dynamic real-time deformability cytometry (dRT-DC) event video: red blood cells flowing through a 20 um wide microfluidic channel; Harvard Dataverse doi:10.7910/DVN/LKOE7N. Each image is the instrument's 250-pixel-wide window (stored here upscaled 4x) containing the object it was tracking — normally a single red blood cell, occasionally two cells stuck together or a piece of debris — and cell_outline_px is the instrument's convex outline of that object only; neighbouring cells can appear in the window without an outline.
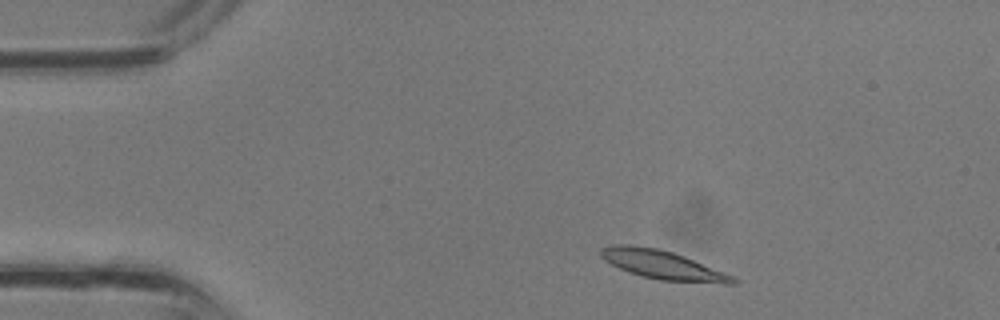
{"species": "common noctule bat (a hibernating species)", "species_latin": "Nyctalus noctula", "temperature_condition": "room temperature", "stored_images_in_passage": 31, "camera_frame_rate_fps": 3000, "um_per_image_px": 0.085, "animal": {"sex": "male", "body_mass_g": 13.3}, "frame": {"image": 1, "passage_image": 2, "time_ms": 0.333, "image_size_px": [1000, 320], "cell_outline_px": [[740, 280], [736, 284], [724, 284], [660, 280], [640, 276], [628, 272], [604, 260], [600, 256], [600, 248], [612, 244], [628, 244], [660, 248], [684, 256], [736, 276]], "centroid_in_image_um": [56.37, 22.52], "position_along_channel_um": 28.6, "area_um2": 22.6}}
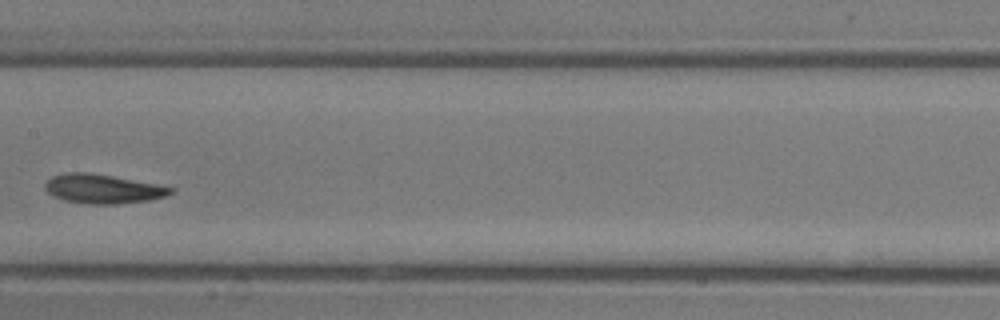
{"frame": {"image": 2, "passage_image": 14, "time_ms": 4.333, "image_size_px": [1000, 320], "cell_outline_px": [[172, 192], [164, 196], [148, 200], [116, 204], [88, 204], [64, 200], [48, 192], [44, 188], [44, 184], [52, 176], [68, 172], [88, 172], [112, 176], [156, 184], [172, 188]], "centroid_in_image_um": [8.69, 16.05], "position_along_channel_um": 198.7, "area_um2": 20.98}}
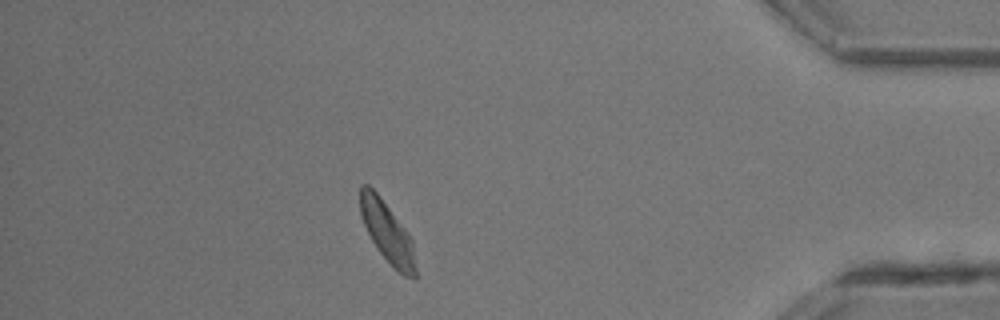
{"frame": {"image": 3, "passage_image": 27, "time_ms": 8.667, "image_size_px": [1000, 320], "cell_outline_px": [[416, 280], [404, 276], [392, 268], [380, 252], [372, 240], [360, 216], [360, 184], [368, 184], [380, 196], [404, 228], [412, 240], [416, 268]], "centroid_in_image_um": [32.91, 19.77], "position_along_channel_um": 402.3, "area_um2": 19.48}}